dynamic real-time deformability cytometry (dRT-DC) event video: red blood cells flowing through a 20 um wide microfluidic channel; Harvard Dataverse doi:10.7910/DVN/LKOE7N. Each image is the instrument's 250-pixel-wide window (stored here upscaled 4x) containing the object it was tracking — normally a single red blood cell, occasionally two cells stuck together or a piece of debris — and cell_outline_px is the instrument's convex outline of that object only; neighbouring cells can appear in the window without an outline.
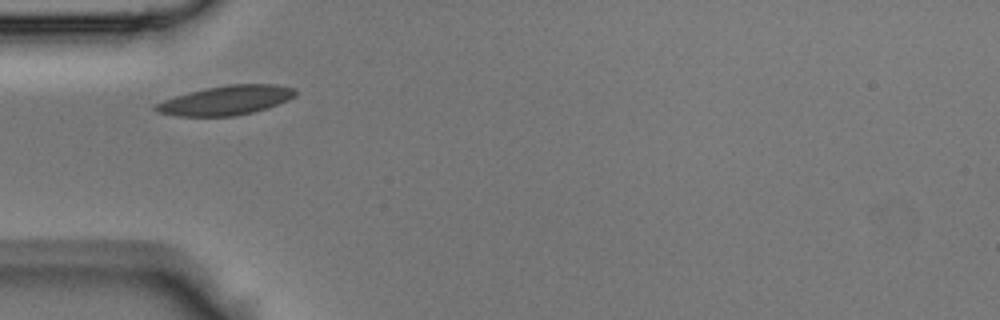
{"species": "Egyptian fruit bat (a non-hibernating species)", "species_latin": "Rousettus aegyptiacus", "temperature_condition": "room temperature", "stored_images_in_passage": 31, "camera_frame_rate_fps": 3000, "um_per_image_px": 0.085, "animal": {"sex": "male"}, "frame": {"image": 1, "passage_image": 1, "time_ms": 0.0, "image_size_px": [1000, 320], "cell_outline_px": [[296, 96], [288, 100], [268, 108], [252, 112], [232, 116], [176, 116], [156, 112], [152, 108], [156, 104], [164, 100], [188, 92], [228, 84], [276, 84], [296, 88]], "centroid_in_image_um": [19.23, 8.52], "position_along_channel_um": 65.8, "area_um2": 23.87}}
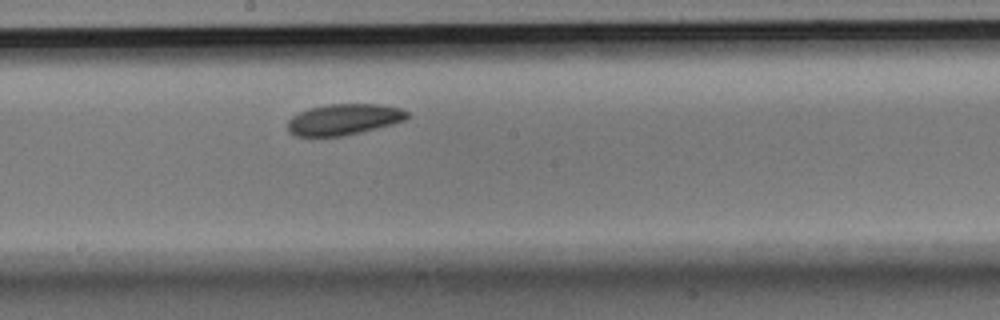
{"frame": {"image": 2, "passage_image": 11, "time_ms": 3.333, "image_size_px": [1000, 320], "cell_outline_px": [[408, 116], [404, 120], [392, 124], [344, 136], [296, 136], [288, 132], [288, 120], [292, 116], [308, 108], [328, 104], [380, 104], [400, 108], [408, 112]], "centroid_in_image_um": [29.2, 10.15], "position_along_channel_um": 219.0, "area_um2": 21.56}}
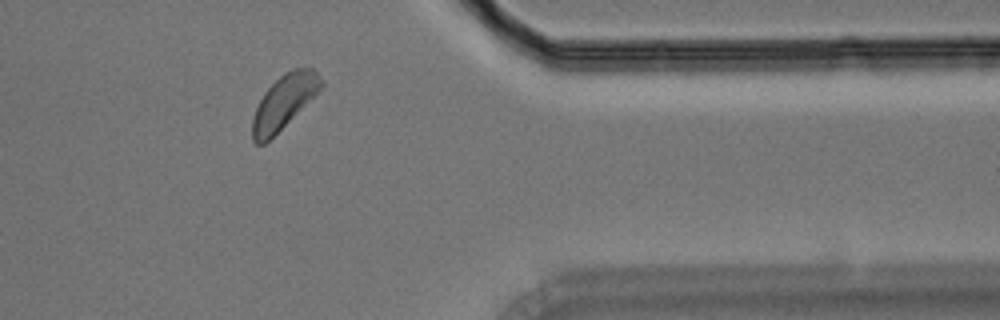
{"frame": {"image": 3, "passage_image": 23, "time_ms": 7.333, "image_size_px": [1000, 320], "cell_outline_px": [[324, 84], [264, 144], [256, 144], [252, 140], [252, 116], [264, 92], [280, 76], [292, 68], [312, 68], [324, 80]], "centroid_in_image_um": [24.09, 8.63], "position_along_channel_um": 387.3, "area_um2": 20.63}}